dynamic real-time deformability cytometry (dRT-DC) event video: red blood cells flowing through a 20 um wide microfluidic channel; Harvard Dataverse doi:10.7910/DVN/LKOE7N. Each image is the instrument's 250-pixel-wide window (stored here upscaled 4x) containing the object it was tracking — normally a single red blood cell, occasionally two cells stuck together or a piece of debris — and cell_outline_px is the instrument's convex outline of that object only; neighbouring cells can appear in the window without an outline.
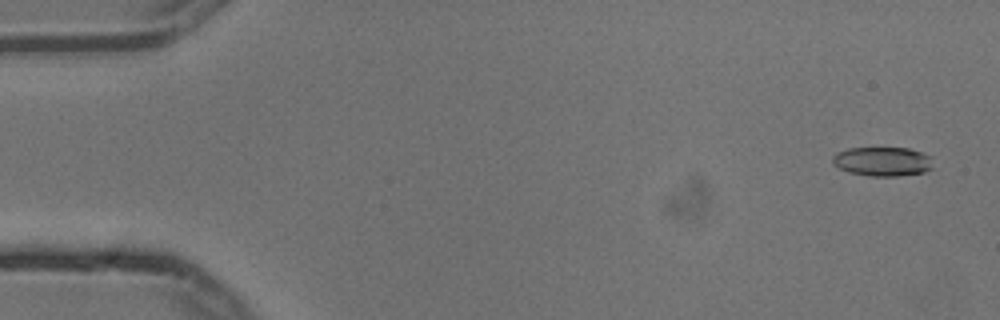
{"species": "common noctule bat (a hibernating species)", "species_latin": "Nyctalus noctula", "temperature_condition": "cold", "stored_images_in_passage": 5, "camera_frame_rate_fps": 3000, "um_per_image_px": 0.085, "animal": {"sex": "male", "body_mass_g": 13.3}, "frame": {"image": 1, "passage_image": 1, "time_ms": 0.0, "image_size_px": [1000, 320], "cell_outline_px": [[932, 168], [924, 172], [896, 176], [872, 176], [848, 172], [832, 164], [832, 156], [836, 152], [848, 148], [908, 148], [932, 156]], "centroid_in_image_um": [75.0, 13.72], "position_along_channel_um": 10.0, "area_um2": 17.17}}
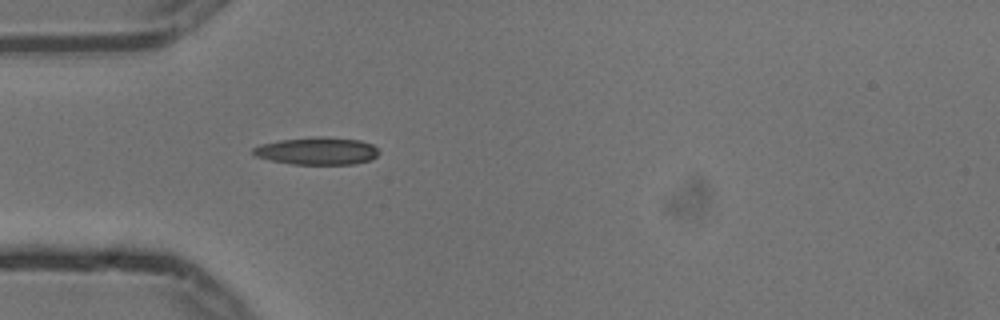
{"frame": {"image": 2, "passage_image": 5, "time_ms": 1.333, "image_size_px": [1000, 320], "cell_outline_px": [[380, 152], [372, 160], [352, 164], [292, 164], [272, 160], [256, 156], [252, 152], [252, 148], [260, 144], [280, 140], [320, 136], [360, 140], [372, 144]], "centroid_in_image_um": [26.97, 12.83], "position_along_channel_um": 58.0, "area_um2": 20.06}}